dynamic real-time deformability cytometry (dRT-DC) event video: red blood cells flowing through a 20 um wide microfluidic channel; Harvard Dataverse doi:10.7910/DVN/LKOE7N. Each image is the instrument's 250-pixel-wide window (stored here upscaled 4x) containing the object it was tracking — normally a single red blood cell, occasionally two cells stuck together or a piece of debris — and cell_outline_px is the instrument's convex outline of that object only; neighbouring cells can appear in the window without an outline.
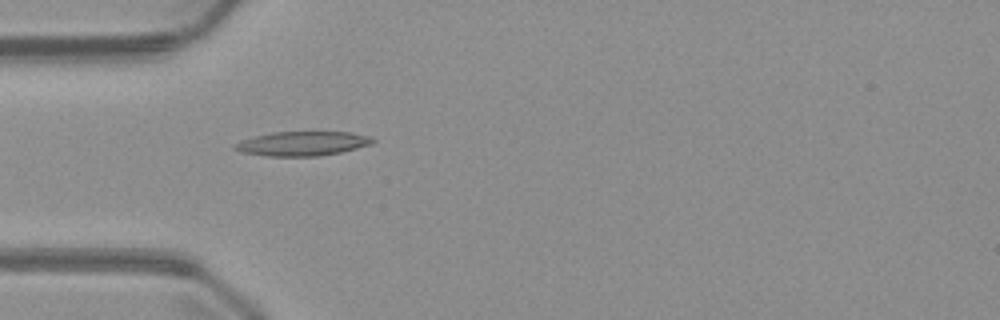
{"species": "common noctule bat (a hibernating species)", "species_latin": "Nyctalus noctula", "temperature_condition": "warm", "stored_images_in_passage": 5, "camera_frame_rate_fps": 3000, "um_per_image_px": 0.085, "animal": {"sex": "male", "body_mass_g": 23.1, "forearm_length_mm": 52.7}, "frame": {"image": 1, "passage_image": 5, "time_ms": 4.667, "image_size_px": [1000, 320], "cell_outline_px": [[376, 140], [372, 144], [340, 152], [320, 156], [264, 156], [240, 152], [232, 148], [232, 144], [240, 140], [272, 132], [352, 132], [372, 136]], "centroid_in_image_um": [25.69, 12.2], "position_along_channel_um": 59.3, "area_um2": 19.77}}